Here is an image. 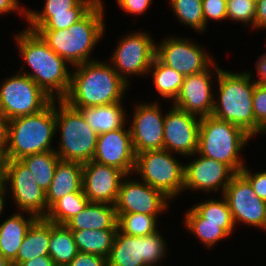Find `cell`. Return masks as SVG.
Wrapping results in <instances>:
<instances>
[{"label": "cell", "instance_id": "cell-1", "mask_svg": "<svg viewBox=\"0 0 266 266\" xmlns=\"http://www.w3.org/2000/svg\"><path fill=\"white\" fill-rule=\"evenodd\" d=\"M20 57L28 64L31 72L29 76L53 100H62L70 87L71 71L68 62L57 55L42 37L34 31L25 28L15 35ZM57 97V98H56Z\"/></svg>", "mask_w": 266, "mask_h": 266}, {"label": "cell", "instance_id": "cell-2", "mask_svg": "<svg viewBox=\"0 0 266 266\" xmlns=\"http://www.w3.org/2000/svg\"><path fill=\"white\" fill-rule=\"evenodd\" d=\"M74 68L69 90L62 99L68 105L83 108L123 102L129 85L111 64L95 59Z\"/></svg>", "mask_w": 266, "mask_h": 266}, {"label": "cell", "instance_id": "cell-3", "mask_svg": "<svg viewBox=\"0 0 266 266\" xmlns=\"http://www.w3.org/2000/svg\"><path fill=\"white\" fill-rule=\"evenodd\" d=\"M218 86V99H214L212 116L230 122L256 136V121L253 111L255 81L247 72L233 73L214 64Z\"/></svg>", "mask_w": 266, "mask_h": 266}, {"label": "cell", "instance_id": "cell-4", "mask_svg": "<svg viewBox=\"0 0 266 266\" xmlns=\"http://www.w3.org/2000/svg\"><path fill=\"white\" fill-rule=\"evenodd\" d=\"M100 0L81 20L64 30H38L48 46L74 66L94 61L91 52L105 32L104 8Z\"/></svg>", "mask_w": 266, "mask_h": 266}, {"label": "cell", "instance_id": "cell-5", "mask_svg": "<svg viewBox=\"0 0 266 266\" xmlns=\"http://www.w3.org/2000/svg\"><path fill=\"white\" fill-rule=\"evenodd\" d=\"M56 101L36 114L9 120L3 160H20L27 155L55 150L51 144L57 133Z\"/></svg>", "mask_w": 266, "mask_h": 266}, {"label": "cell", "instance_id": "cell-6", "mask_svg": "<svg viewBox=\"0 0 266 266\" xmlns=\"http://www.w3.org/2000/svg\"><path fill=\"white\" fill-rule=\"evenodd\" d=\"M241 127L214 116L202 117L200 121L197 154L228 165L235 173L245 167L239 158L242 148L252 139Z\"/></svg>", "mask_w": 266, "mask_h": 266}, {"label": "cell", "instance_id": "cell-7", "mask_svg": "<svg viewBox=\"0 0 266 266\" xmlns=\"http://www.w3.org/2000/svg\"><path fill=\"white\" fill-rule=\"evenodd\" d=\"M57 103L56 132L59 131L61 137L59 146L55 149L56 154L62 161L83 164L93 160L97 133L88 126L78 109L64 100H57Z\"/></svg>", "mask_w": 266, "mask_h": 266}, {"label": "cell", "instance_id": "cell-8", "mask_svg": "<svg viewBox=\"0 0 266 266\" xmlns=\"http://www.w3.org/2000/svg\"><path fill=\"white\" fill-rule=\"evenodd\" d=\"M134 173L141 181L162 192L169 199L184 191L185 165L165 150H148L136 155Z\"/></svg>", "mask_w": 266, "mask_h": 266}, {"label": "cell", "instance_id": "cell-9", "mask_svg": "<svg viewBox=\"0 0 266 266\" xmlns=\"http://www.w3.org/2000/svg\"><path fill=\"white\" fill-rule=\"evenodd\" d=\"M53 99L29 76L19 72L3 80L0 86V113L11 119L33 115L46 108Z\"/></svg>", "mask_w": 266, "mask_h": 266}, {"label": "cell", "instance_id": "cell-10", "mask_svg": "<svg viewBox=\"0 0 266 266\" xmlns=\"http://www.w3.org/2000/svg\"><path fill=\"white\" fill-rule=\"evenodd\" d=\"M166 245L159 231L136 237L118 229L107 263L108 266H158L166 257Z\"/></svg>", "mask_w": 266, "mask_h": 266}, {"label": "cell", "instance_id": "cell-11", "mask_svg": "<svg viewBox=\"0 0 266 266\" xmlns=\"http://www.w3.org/2000/svg\"><path fill=\"white\" fill-rule=\"evenodd\" d=\"M0 181L10 184L11 194L19 211L29 213L37 219H45L47 208L46 192L43 191L33 174L20 160H3Z\"/></svg>", "mask_w": 266, "mask_h": 266}, {"label": "cell", "instance_id": "cell-12", "mask_svg": "<svg viewBox=\"0 0 266 266\" xmlns=\"http://www.w3.org/2000/svg\"><path fill=\"white\" fill-rule=\"evenodd\" d=\"M152 39L147 32L136 31L122 37L112 53L110 64L128 85L127 77L148 74L156 56V43Z\"/></svg>", "mask_w": 266, "mask_h": 266}, {"label": "cell", "instance_id": "cell-13", "mask_svg": "<svg viewBox=\"0 0 266 266\" xmlns=\"http://www.w3.org/2000/svg\"><path fill=\"white\" fill-rule=\"evenodd\" d=\"M234 223L266 230V201L255 195L250 182L241 174L236 173L223 193Z\"/></svg>", "mask_w": 266, "mask_h": 266}, {"label": "cell", "instance_id": "cell-14", "mask_svg": "<svg viewBox=\"0 0 266 266\" xmlns=\"http://www.w3.org/2000/svg\"><path fill=\"white\" fill-rule=\"evenodd\" d=\"M185 37L170 36L156 45V57L184 77L206 70L213 58L198 44Z\"/></svg>", "mask_w": 266, "mask_h": 266}, {"label": "cell", "instance_id": "cell-15", "mask_svg": "<svg viewBox=\"0 0 266 266\" xmlns=\"http://www.w3.org/2000/svg\"><path fill=\"white\" fill-rule=\"evenodd\" d=\"M168 201L162 192L143 181L122 179L115 210L117 218L123 213L159 216L168 208Z\"/></svg>", "mask_w": 266, "mask_h": 266}, {"label": "cell", "instance_id": "cell-16", "mask_svg": "<svg viewBox=\"0 0 266 266\" xmlns=\"http://www.w3.org/2000/svg\"><path fill=\"white\" fill-rule=\"evenodd\" d=\"M161 106L157 102L140 103L133 112L130 134L135 155L164 149V120Z\"/></svg>", "mask_w": 266, "mask_h": 266}, {"label": "cell", "instance_id": "cell-17", "mask_svg": "<svg viewBox=\"0 0 266 266\" xmlns=\"http://www.w3.org/2000/svg\"><path fill=\"white\" fill-rule=\"evenodd\" d=\"M200 121L194 114L175 106L170 108L164 120V149L184 157L194 155L198 150Z\"/></svg>", "mask_w": 266, "mask_h": 266}, {"label": "cell", "instance_id": "cell-18", "mask_svg": "<svg viewBox=\"0 0 266 266\" xmlns=\"http://www.w3.org/2000/svg\"><path fill=\"white\" fill-rule=\"evenodd\" d=\"M124 177L120 169L91 160L83 163L82 190L89 202L115 205Z\"/></svg>", "mask_w": 266, "mask_h": 266}, {"label": "cell", "instance_id": "cell-19", "mask_svg": "<svg viewBox=\"0 0 266 266\" xmlns=\"http://www.w3.org/2000/svg\"><path fill=\"white\" fill-rule=\"evenodd\" d=\"M195 155L196 157L199 155L196 160L184 164V191L192 189L209 193V191L219 190L223 195L225 188L236 173L222 162L197 154V152Z\"/></svg>", "mask_w": 266, "mask_h": 266}, {"label": "cell", "instance_id": "cell-20", "mask_svg": "<svg viewBox=\"0 0 266 266\" xmlns=\"http://www.w3.org/2000/svg\"><path fill=\"white\" fill-rule=\"evenodd\" d=\"M211 67H214V62L200 73L185 76L180 92L172 106L200 118L211 116L215 99V94L211 93L213 84Z\"/></svg>", "mask_w": 266, "mask_h": 266}, {"label": "cell", "instance_id": "cell-21", "mask_svg": "<svg viewBox=\"0 0 266 266\" xmlns=\"http://www.w3.org/2000/svg\"><path fill=\"white\" fill-rule=\"evenodd\" d=\"M135 159L130 129H125V125L98 135L93 161L116 167L129 175L134 172Z\"/></svg>", "mask_w": 266, "mask_h": 266}, {"label": "cell", "instance_id": "cell-22", "mask_svg": "<svg viewBox=\"0 0 266 266\" xmlns=\"http://www.w3.org/2000/svg\"><path fill=\"white\" fill-rule=\"evenodd\" d=\"M115 205L89 202L84 210L64 225L71 231L118 230Z\"/></svg>", "mask_w": 266, "mask_h": 266}, {"label": "cell", "instance_id": "cell-23", "mask_svg": "<svg viewBox=\"0 0 266 266\" xmlns=\"http://www.w3.org/2000/svg\"><path fill=\"white\" fill-rule=\"evenodd\" d=\"M83 164L60 160L48 190L46 191L47 208L69 193L82 190Z\"/></svg>", "mask_w": 266, "mask_h": 266}, {"label": "cell", "instance_id": "cell-24", "mask_svg": "<svg viewBox=\"0 0 266 266\" xmlns=\"http://www.w3.org/2000/svg\"><path fill=\"white\" fill-rule=\"evenodd\" d=\"M23 214L18 211L0 224V254L11 263L16 259L28 229L37 220L33 215L25 219Z\"/></svg>", "mask_w": 266, "mask_h": 266}, {"label": "cell", "instance_id": "cell-25", "mask_svg": "<svg viewBox=\"0 0 266 266\" xmlns=\"http://www.w3.org/2000/svg\"><path fill=\"white\" fill-rule=\"evenodd\" d=\"M76 109L97 135L122 128L127 122L122 102Z\"/></svg>", "mask_w": 266, "mask_h": 266}, {"label": "cell", "instance_id": "cell-26", "mask_svg": "<svg viewBox=\"0 0 266 266\" xmlns=\"http://www.w3.org/2000/svg\"><path fill=\"white\" fill-rule=\"evenodd\" d=\"M100 0H45L42 11L27 10L28 28L37 32L52 16L61 13H88Z\"/></svg>", "mask_w": 266, "mask_h": 266}, {"label": "cell", "instance_id": "cell-27", "mask_svg": "<svg viewBox=\"0 0 266 266\" xmlns=\"http://www.w3.org/2000/svg\"><path fill=\"white\" fill-rule=\"evenodd\" d=\"M49 241L50 222L46 219H37L28 229L12 265L18 266L39 256H49Z\"/></svg>", "mask_w": 266, "mask_h": 266}, {"label": "cell", "instance_id": "cell-28", "mask_svg": "<svg viewBox=\"0 0 266 266\" xmlns=\"http://www.w3.org/2000/svg\"><path fill=\"white\" fill-rule=\"evenodd\" d=\"M48 252L56 266H67L78 254L73 234L65 225L50 222Z\"/></svg>", "mask_w": 266, "mask_h": 266}, {"label": "cell", "instance_id": "cell-29", "mask_svg": "<svg viewBox=\"0 0 266 266\" xmlns=\"http://www.w3.org/2000/svg\"><path fill=\"white\" fill-rule=\"evenodd\" d=\"M78 251L108 258L117 230L71 231Z\"/></svg>", "mask_w": 266, "mask_h": 266}, {"label": "cell", "instance_id": "cell-30", "mask_svg": "<svg viewBox=\"0 0 266 266\" xmlns=\"http://www.w3.org/2000/svg\"><path fill=\"white\" fill-rule=\"evenodd\" d=\"M149 72L152 74L153 83L158 94L165 99H172L174 102L180 92L184 76L162 63L156 56L148 70Z\"/></svg>", "mask_w": 266, "mask_h": 266}, {"label": "cell", "instance_id": "cell-31", "mask_svg": "<svg viewBox=\"0 0 266 266\" xmlns=\"http://www.w3.org/2000/svg\"><path fill=\"white\" fill-rule=\"evenodd\" d=\"M60 160L55 150L27 155L20 159L33 174L39 187L45 192L53 180L56 165Z\"/></svg>", "mask_w": 266, "mask_h": 266}, {"label": "cell", "instance_id": "cell-32", "mask_svg": "<svg viewBox=\"0 0 266 266\" xmlns=\"http://www.w3.org/2000/svg\"><path fill=\"white\" fill-rule=\"evenodd\" d=\"M188 232L196 235L206 247H213L229 235L222 229V223L204 222V218L192 207L184 220Z\"/></svg>", "mask_w": 266, "mask_h": 266}, {"label": "cell", "instance_id": "cell-33", "mask_svg": "<svg viewBox=\"0 0 266 266\" xmlns=\"http://www.w3.org/2000/svg\"><path fill=\"white\" fill-rule=\"evenodd\" d=\"M89 203L83 190L80 192L69 193L56 201L48 211L46 220L57 224L64 225L73 216L80 213Z\"/></svg>", "mask_w": 266, "mask_h": 266}, {"label": "cell", "instance_id": "cell-34", "mask_svg": "<svg viewBox=\"0 0 266 266\" xmlns=\"http://www.w3.org/2000/svg\"><path fill=\"white\" fill-rule=\"evenodd\" d=\"M221 200L208 199L196 203L193 208L204 218V222L222 223V229L230 236L235 229L232 213L226 198Z\"/></svg>", "mask_w": 266, "mask_h": 266}, {"label": "cell", "instance_id": "cell-35", "mask_svg": "<svg viewBox=\"0 0 266 266\" xmlns=\"http://www.w3.org/2000/svg\"><path fill=\"white\" fill-rule=\"evenodd\" d=\"M157 217L141 213H123L118 217V229L130 236H148L159 231Z\"/></svg>", "mask_w": 266, "mask_h": 266}, {"label": "cell", "instance_id": "cell-36", "mask_svg": "<svg viewBox=\"0 0 266 266\" xmlns=\"http://www.w3.org/2000/svg\"><path fill=\"white\" fill-rule=\"evenodd\" d=\"M180 24L190 26L195 31L204 32L202 0H168Z\"/></svg>", "mask_w": 266, "mask_h": 266}, {"label": "cell", "instance_id": "cell-37", "mask_svg": "<svg viewBox=\"0 0 266 266\" xmlns=\"http://www.w3.org/2000/svg\"><path fill=\"white\" fill-rule=\"evenodd\" d=\"M256 3L252 0H227V19L243 22V25L255 24Z\"/></svg>", "mask_w": 266, "mask_h": 266}, {"label": "cell", "instance_id": "cell-38", "mask_svg": "<svg viewBox=\"0 0 266 266\" xmlns=\"http://www.w3.org/2000/svg\"><path fill=\"white\" fill-rule=\"evenodd\" d=\"M253 111L256 121V135L266 133V84L255 82Z\"/></svg>", "mask_w": 266, "mask_h": 266}, {"label": "cell", "instance_id": "cell-39", "mask_svg": "<svg viewBox=\"0 0 266 266\" xmlns=\"http://www.w3.org/2000/svg\"><path fill=\"white\" fill-rule=\"evenodd\" d=\"M202 9L204 16V32L209 19L224 20L227 19V0H202Z\"/></svg>", "mask_w": 266, "mask_h": 266}, {"label": "cell", "instance_id": "cell-40", "mask_svg": "<svg viewBox=\"0 0 266 266\" xmlns=\"http://www.w3.org/2000/svg\"><path fill=\"white\" fill-rule=\"evenodd\" d=\"M87 13H61L52 16L39 30H64L81 20Z\"/></svg>", "mask_w": 266, "mask_h": 266}, {"label": "cell", "instance_id": "cell-41", "mask_svg": "<svg viewBox=\"0 0 266 266\" xmlns=\"http://www.w3.org/2000/svg\"><path fill=\"white\" fill-rule=\"evenodd\" d=\"M240 173L250 182L255 195L266 201V171L252 174L245 166Z\"/></svg>", "mask_w": 266, "mask_h": 266}, {"label": "cell", "instance_id": "cell-42", "mask_svg": "<svg viewBox=\"0 0 266 266\" xmlns=\"http://www.w3.org/2000/svg\"><path fill=\"white\" fill-rule=\"evenodd\" d=\"M67 266H108V263L105 257L79 251Z\"/></svg>", "mask_w": 266, "mask_h": 266}, {"label": "cell", "instance_id": "cell-43", "mask_svg": "<svg viewBox=\"0 0 266 266\" xmlns=\"http://www.w3.org/2000/svg\"><path fill=\"white\" fill-rule=\"evenodd\" d=\"M152 0H117L119 7L130 14H143Z\"/></svg>", "mask_w": 266, "mask_h": 266}, {"label": "cell", "instance_id": "cell-44", "mask_svg": "<svg viewBox=\"0 0 266 266\" xmlns=\"http://www.w3.org/2000/svg\"><path fill=\"white\" fill-rule=\"evenodd\" d=\"M20 5L18 0H0V14L18 11L22 16H27L28 9L22 8Z\"/></svg>", "mask_w": 266, "mask_h": 266}, {"label": "cell", "instance_id": "cell-45", "mask_svg": "<svg viewBox=\"0 0 266 266\" xmlns=\"http://www.w3.org/2000/svg\"><path fill=\"white\" fill-rule=\"evenodd\" d=\"M253 28H266V0H260L256 3L255 24Z\"/></svg>", "mask_w": 266, "mask_h": 266}, {"label": "cell", "instance_id": "cell-46", "mask_svg": "<svg viewBox=\"0 0 266 266\" xmlns=\"http://www.w3.org/2000/svg\"><path fill=\"white\" fill-rule=\"evenodd\" d=\"M8 120L0 113V155L5 156L8 137Z\"/></svg>", "mask_w": 266, "mask_h": 266}, {"label": "cell", "instance_id": "cell-47", "mask_svg": "<svg viewBox=\"0 0 266 266\" xmlns=\"http://www.w3.org/2000/svg\"><path fill=\"white\" fill-rule=\"evenodd\" d=\"M259 59L256 61L258 79L255 82L258 84H266V53L261 55Z\"/></svg>", "mask_w": 266, "mask_h": 266}, {"label": "cell", "instance_id": "cell-48", "mask_svg": "<svg viewBox=\"0 0 266 266\" xmlns=\"http://www.w3.org/2000/svg\"><path fill=\"white\" fill-rule=\"evenodd\" d=\"M18 266H56L50 256H39L29 261H24Z\"/></svg>", "mask_w": 266, "mask_h": 266}, {"label": "cell", "instance_id": "cell-49", "mask_svg": "<svg viewBox=\"0 0 266 266\" xmlns=\"http://www.w3.org/2000/svg\"><path fill=\"white\" fill-rule=\"evenodd\" d=\"M6 189H8V187L0 181V216L1 212L3 213V209L5 206V194L7 193Z\"/></svg>", "mask_w": 266, "mask_h": 266}, {"label": "cell", "instance_id": "cell-50", "mask_svg": "<svg viewBox=\"0 0 266 266\" xmlns=\"http://www.w3.org/2000/svg\"><path fill=\"white\" fill-rule=\"evenodd\" d=\"M0 266H13L12 263L0 254Z\"/></svg>", "mask_w": 266, "mask_h": 266}, {"label": "cell", "instance_id": "cell-51", "mask_svg": "<svg viewBox=\"0 0 266 266\" xmlns=\"http://www.w3.org/2000/svg\"><path fill=\"white\" fill-rule=\"evenodd\" d=\"M0 163H3V157L0 155Z\"/></svg>", "mask_w": 266, "mask_h": 266}, {"label": "cell", "instance_id": "cell-52", "mask_svg": "<svg viewBox=\"0 0 266 266\" xmlns=\"http://www.w3.org/2000/svg\"><path fill=\"white\" fill-rule=\"evenodd\" d=\"M2 164H3V163H0V177H1Z\"/></svg>", "mask_w": 266, "mask_h": 266}, {"label": "cell", "instance_id": "cell-53", "mask_svg": "<svg viewBox=\"0 0 266 266\" xmlns=\"http://www.w3.org/2000/svg\"><path fill=\"white\" fill-rule=\"evenodd\" d=\"M253 2H255V3H257V2H259L260 0H252Z\"/></svg>", "mask_w": 266, "mask_h": 266}]
</instances>
